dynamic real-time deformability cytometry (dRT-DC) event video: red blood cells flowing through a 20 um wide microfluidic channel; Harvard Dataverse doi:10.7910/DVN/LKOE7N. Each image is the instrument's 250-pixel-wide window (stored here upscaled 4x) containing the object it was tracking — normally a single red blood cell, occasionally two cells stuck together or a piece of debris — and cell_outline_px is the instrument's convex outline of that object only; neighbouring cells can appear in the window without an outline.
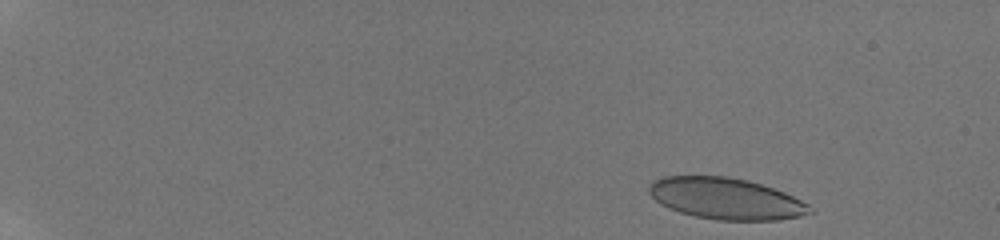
{"species": "human", "species_latin": "Homo sapiens", "temperature_condition": "room temperature", "stored_images_in_passage": 31, "camera_frame_rate_fps": 3000, "um_per_image_px": 0.085, "donor": {"sex": "male"}, "frame": {"image": 1, "passage_image": 1, "time_ms": 0.0, "image_size_px": [1000, 240], "cell_outline_px": [[816, 212], [800, 216], [776, 220], [720, 220], [696, 216], [680, 212], [668, 208], [660, 204], [648, 192], [648, 188], [652, 180], [664, 176], [728, 176], [748, 180], [784, 192], [808, 204]], "centroid_in_image_um": [61.69, 16.87], "position_along_channel_um": 23.3, "area_um2": 38.78}}
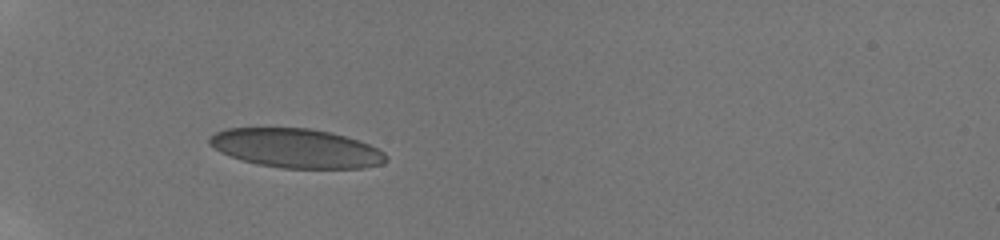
{"frame": {"image": 2, "passage_image": 30, "time_ms": 4.333, "image_size_px": [1000, 240], "cell_outline_px": [[388, 160], [384, 164], [364, 168], [280, 168], [256, 164], [240, 160], [220, 152], [208, 144], [208, 136], [224, 128], [308, 128], [332, 132], [368, 144], [384, 152], [388, 156]], "centroid_in_image_um": [25.15, 12.61], "position_along_channel_um": 59.9, "area_um2": 40.58}}